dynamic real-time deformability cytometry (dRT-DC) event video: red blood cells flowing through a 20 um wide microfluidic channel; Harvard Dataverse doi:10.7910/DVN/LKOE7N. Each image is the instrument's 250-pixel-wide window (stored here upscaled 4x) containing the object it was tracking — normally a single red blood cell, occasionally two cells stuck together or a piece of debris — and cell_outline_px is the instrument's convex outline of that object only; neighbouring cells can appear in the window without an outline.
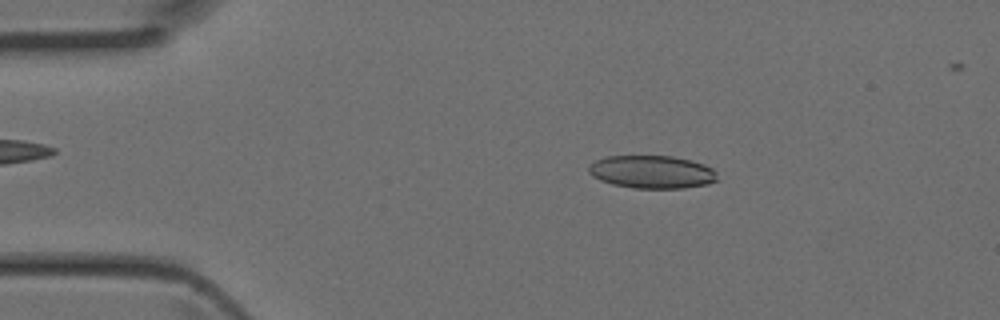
{"species": "Egyptian fruit bat (a non-hibernating species)", "species_latin": "Rousettus aegyptiacus", "temperature_condition": "room temperature", "stored_images_in_passage": 43, "camera_frame_rate_fps": 3000, "um_per_image_px": 0.085, "animal": {"sex": "female"}, "frame": {"image": 1, "passage_image": 7, "time_ms": 2.0, "image_size_px": [1000, 320], "cell_outline_px": [[716, 180], [708, 184], [684, 188], [636, 188], [612, 184], [600, 180], [592, 176], [588, 172], [588, 168], [596, 160], [608, 156], [672, 156], [692, 160], [704, 164], [712, 168], [716, 172]], "centroid_in_image_um": [55.42, 14.61], "position_along_channel_um": 29.6, "area_um2": 24.62}}
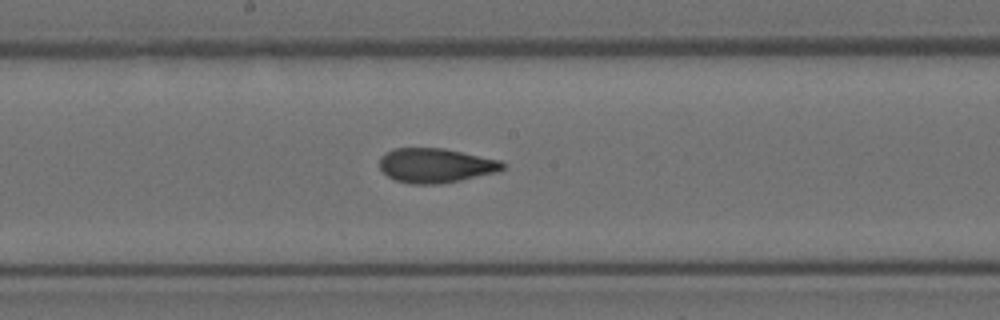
{"frame": {"image": 2, "passage_image": 22, "time_ms": 7.0, "image_size_px": [1000, 320], "cell_outline_px": [[504, 168], [500, 172], [440, 184], [408, 184], [396, 180], [388, 176], [380, 168], [380, 156], [384, 152], [392, 148], [444, 148], [500, 160], [504, 164]], "centroid_in_image_um": [37.02, 14.06], "position_along_channel_um": 211.2, "area_um2": 24.91}}
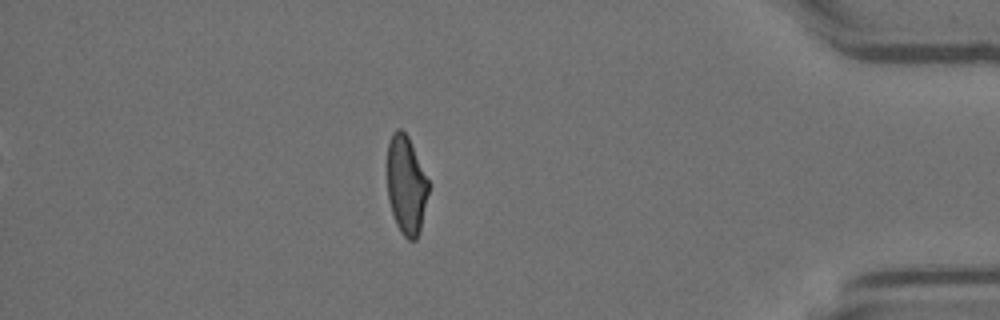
{"frame": {"image": 3, "passage_image": 37, "time_ms": 12.0, "image_size_px": [1000, 320], "cell_outline_px": [[428, 192], [420, 232], [416, 240], [408, 240], [400, 232], [396, 224], [388, 200], [388, 144], [392, 132], [396, 128], [400, 128], [408, 136], [428, 180]], "centroid_in_image_um": [34.52, 15.75], "position_along_channel_um": 400.7, "area_um2": 23.52}}